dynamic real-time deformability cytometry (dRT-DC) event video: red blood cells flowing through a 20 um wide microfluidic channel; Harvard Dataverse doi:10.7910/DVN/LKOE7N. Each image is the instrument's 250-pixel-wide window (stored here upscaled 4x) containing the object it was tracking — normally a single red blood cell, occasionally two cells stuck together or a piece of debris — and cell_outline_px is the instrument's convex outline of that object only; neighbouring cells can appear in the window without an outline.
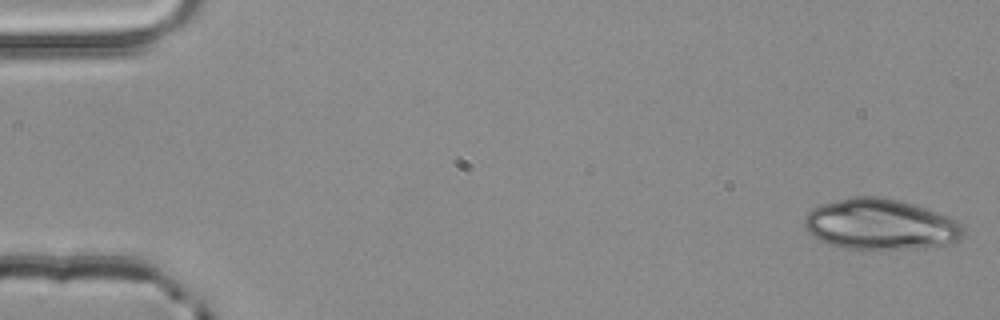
{"species": "common noctule bat (a hibernating species)", "species_latin": "Nyctalus noctula", "temperature_condition": "room temperature", "stored_images_in_passage": 3, "camera_frame_rate_fps": 3000, "um_per_image_px": 0.085, "animal": {"sex": "male", "body_mass_g": 20.4}, "frame": {"image": 1, "passage_image": 3, "time_ms": 0.667, "image_size_px": [1000, 320], "cell_outline_px": [[964, 236], [960, 240], [948, 244], [916, 248], [848, 248], [828, 244], [812, 236], [804, 228], [804, 216], [812, 208], [820, 204], [852, 196], [880, 196], [900, 200], [948, 216], [956, 220], [964, 228]], "centroid_in_image_um": [74.81, 19.05], "position_along_channel_um": 10.2, "area_um2": 46.93}}